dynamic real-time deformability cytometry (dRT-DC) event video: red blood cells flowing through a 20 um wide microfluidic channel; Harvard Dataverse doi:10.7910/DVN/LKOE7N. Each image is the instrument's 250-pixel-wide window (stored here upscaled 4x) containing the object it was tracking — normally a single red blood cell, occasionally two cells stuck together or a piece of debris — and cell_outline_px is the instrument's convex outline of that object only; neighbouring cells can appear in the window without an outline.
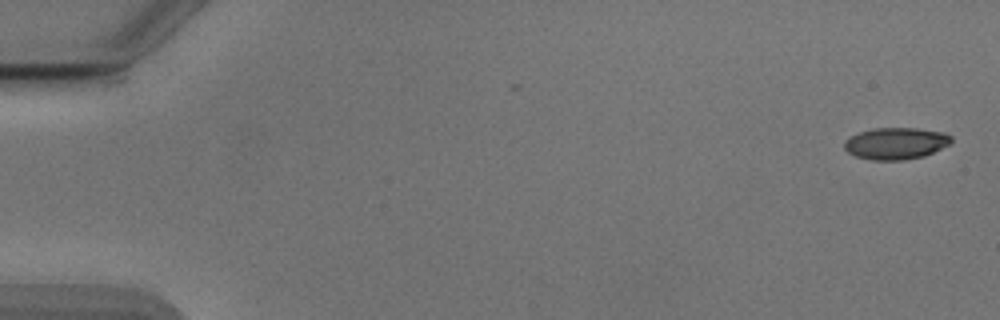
{"species": "Egyptian fruit bat (a non-hibernating species)", "species_latin": "Rousettus aegyptiacus", "temperature_condition": "cold", "stored_images_in_passage": 6, "camera_frame_rate_fps": 3000, "um_per_image_px": 0.085, "animal": {"sex": "male"}, "frame": {"image": 1, "passage_image": 1, "time_ms": 0.0, "image_size_px": [1000, 320], "cell_outline_px": [[952, 140], [948, 144], [924, 156], [904, 160], [872, 160], [856, 156], [848, 152], [844, 148], [844, 140], [860, 132], [872, 128], [916, 128], [944, 132], [952, 136]], "centroid_in_image_um": [76.13, 12.18], "position_along_channel_um": 8.9, "area_um2": 19.71}}